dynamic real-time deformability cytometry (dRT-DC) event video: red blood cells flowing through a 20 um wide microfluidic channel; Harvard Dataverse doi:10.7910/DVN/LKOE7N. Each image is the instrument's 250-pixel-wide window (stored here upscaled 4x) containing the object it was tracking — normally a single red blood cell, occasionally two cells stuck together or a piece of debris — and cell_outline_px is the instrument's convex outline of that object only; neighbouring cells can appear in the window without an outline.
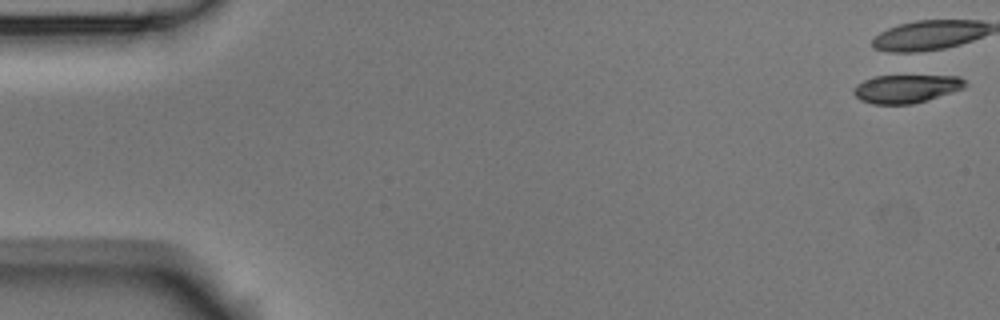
{"species": "Egyptian fruit bat (a non-hibernating species)", "species_latin": "Rousettus aegyptiacus", "temperature_condition": "room temperature", "stored_images_in_passage": 1, "camera_frame_rate_fps": 3000, "um_per_image_px": 0.085, "animal": {"sex": "male"}, "frame": {"image": 1, "passage_image": 1, "time_ms": 0.0, "image_size_px": [1000, 320], "cell_outline_px": [[968, 84], [964, 88], [928, 100], [912, 104], [872, 104], [860, 100], [852, 92], [852, 88], [856, 84], [864, 80], [876, 76], [960, 76]], "centroid_in_image_um": [77.01, 7.54], "position_along_channel_um": 8.0, "area_um2": 18.44}}